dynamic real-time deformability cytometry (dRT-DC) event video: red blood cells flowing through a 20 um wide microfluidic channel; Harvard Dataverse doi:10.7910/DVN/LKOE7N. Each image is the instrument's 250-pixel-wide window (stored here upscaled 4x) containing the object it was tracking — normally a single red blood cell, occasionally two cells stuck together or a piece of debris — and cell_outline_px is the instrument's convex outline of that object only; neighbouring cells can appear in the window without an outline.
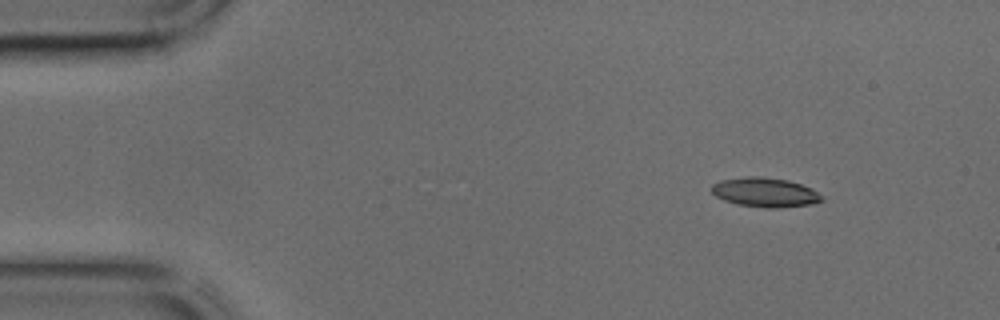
{"species": "common noctule bat (a hibernating species)", "species_latin": "Nyctalus noctula", "temperature_condition": "cold", "stored_images_in_passage": 39, "camera_frame_rate_fps": 3000, "um_per_image_px": 0.085, "animal": {"sex": "male", "body_mass_g": 17.9, "forearm_length_mm": 54.2}, "frame": {"image": 1, "passage_image": 1, "time_ms": 0.0, "image_size_px": [1000, 320], "cell_outline_px": [[824, 200], [812, 204], [776, 208], [764, 208], [736, 204], [724, 200], [716, 196], [712, 192], [712, 184], [720, 180], [748, 176], [760, 176], [788, 180], [812, 188]], "centroid_in_image_um": [65.01, 16.35], "position_along_channel_um": 20.0, "area_um2": 18.84}}
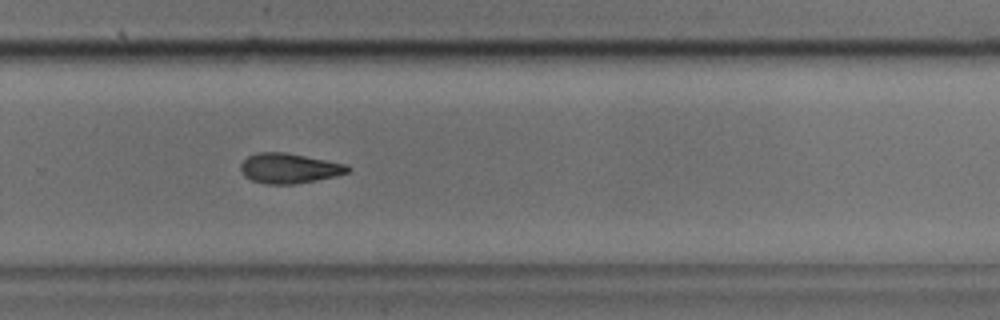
{"frame": {"image": 2, "passage_image": 25, "time_ms": 8.0, "image_size_px": [1000, 320], "cell_outline_px": [[352, 168], [348, 172], [336, 176], [296, 184], [264, 184], [252, 180], [244, 176], [240, 168], [240, 164], [248, 156], [256, 152], [288, 152], [344, 164]], "centroid_in_image_um": [24.55, 14.3], "position_along_channel_um": 305.2, "area_um2": 18.79}}
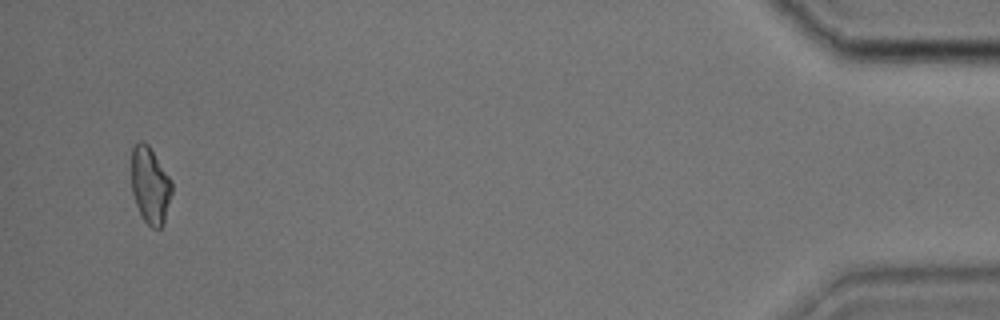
{"frame": {"image": 3, "passage_image": 38, "time_ms": 12.333, "image_size_px": [1000, 320], "cell_outline_px": [[172, 192], [164, 220], [160, 228], [152, 228], [144, 220], [136, 204], [132, 192], [132, 148], [140, 140], [144, 140], [148, 144], [172, 180]], "centroid_in_image_um": [12.76, 15.72], "position_along_channel_um": 422.4, "area_um2": 17.92}}